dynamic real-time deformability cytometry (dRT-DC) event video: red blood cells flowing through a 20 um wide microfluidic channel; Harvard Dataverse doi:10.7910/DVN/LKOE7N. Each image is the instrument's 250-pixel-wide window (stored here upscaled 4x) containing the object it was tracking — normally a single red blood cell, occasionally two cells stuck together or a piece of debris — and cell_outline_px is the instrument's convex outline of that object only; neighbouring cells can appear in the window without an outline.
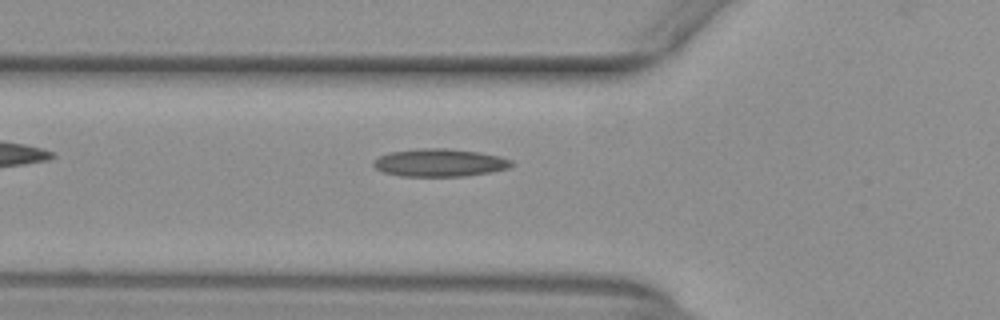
{"species": "common noctule bat (a hibernating species)", "species_latin": "Nyctalus noctula", "temperature_condition": "warm", "stored_images_in_passage": 36, "camera_frame_rate_fps": 3000, "um_per_image_px": 0.085, "animal": {"sex": "female", "body_mass_g": 29.2, "forearm_length_mm": 56.3}, "frame": {"image": 1, "passage_image": 2, "time_ms": 0.333, "image_size_px": [1000, 320], "cell_outline_px": [[512, 164], [508, 168], [492, 172], [464, 176], [400, 176], [384, 172], [376, 168], [372, 164], [372, 160], [388, 152], [416, 148], [444, 148], [480, 152], [500, 156], [512, 160]], "centroid_in_image_um": [37.35, 13.82], "position_along_channel_um": 88.5, "area_um2": 22.48}}
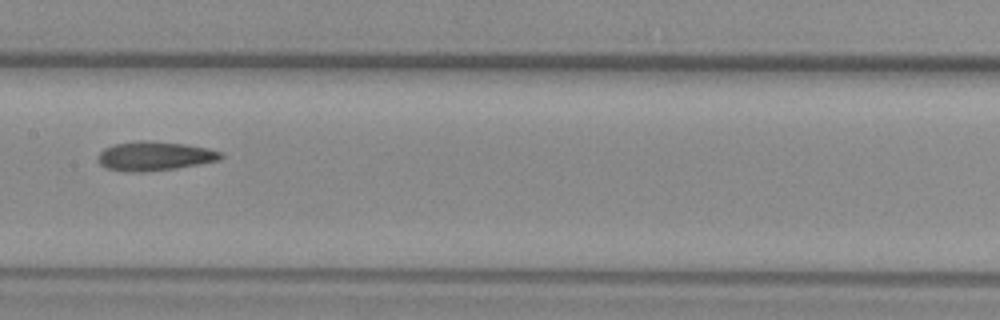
{"frame": {"image": 2, "passage_image": 10, "time_ms": 3.0, "image_size_px": [1000, 320], "cell_outline_px": [[224, 156], [220, 160], [176, 168], [148, 172], [124, 172], [104, 168], [100, 164], [100, 152], [104, 148], [112, 144], [140, 140], [148, 140], [184, 144], [208, 148], [220, 152]], "centroid_in_image_um": [13.12, 13.27], "position_along_channel_um": 194.3, "area_um2": 20.98}}
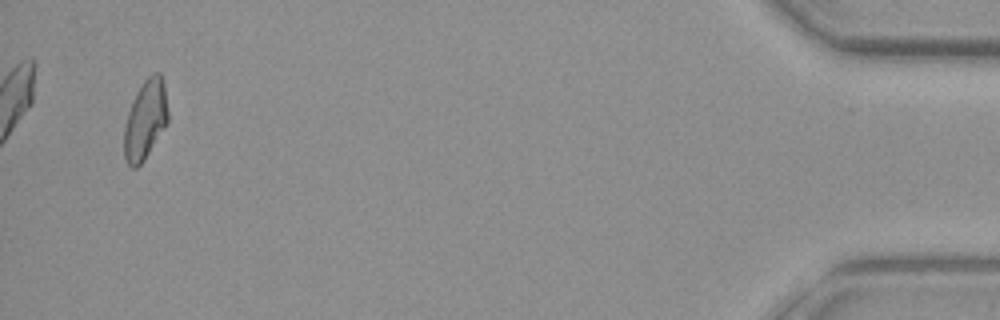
{"frame": {"image": 3, "passage_image": 34, "time_ms": 11.0, "image_size_px": [1000, 320], "cell_outline_px": [[168, 120], [164, 128], [144, 160], [136, 168], [132, 168], [128, 164], [124, 156], [124, 128], [128, 112], [132, 100], [140, 84], [152, 72], [160, 72], [164, 84], [168, 112]], "centroid_in_image_um": [12.35, 10.15], "position_along_channel_um": 422.9, "area_um2": 20.29}}